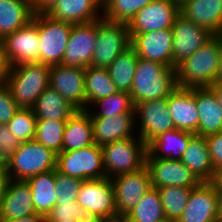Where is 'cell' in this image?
Returning <instances> with one entry per match:
<instances>
[{"label":"cell","mask_w":222,"mask_h":222,"mask_svg":"<svg viewBox=\"0 0 222 222\" xmlns=\"http://www.w3.org/2000/svg\"><path fill=\"white\" fill-rule=\"evenodd\" d=\"M222 36L214 35L176 67L177 85L182 88L210 87L216 82Z\"/></svg>","instance_id":"obj_1"},{"label":"cell","mask_w":222,"mask_h":222,"mask_svg":"<svg viewBox=\"0 0 222 222\" xmlns=\"http://www.w3.org/2000/svg\"><path fill=\"white\" fill-rule=\"evenodd\" d=\"M177 87L176 68L138 59L130 92L134 106L142 101L167 98Z\"/></svg>","instance_id":"obj_2"},{"label":"cell","mask_w":222,"mask_h":222,"mask_svg":"<svg viewBox=\"0 0 222 222\" xmlns=\"http://www.w3.org/2000/svg\"><path fill=\"white\" fill-rule=\"evenodd\" d=\"M50 66L42 63H24L13 66L6 82L13 99L20 108H32L49 87Z\"/></svg>","instance_id":"obj_3"},{"label":"cell","mask_w":222,"mask_h":222,"mask_svg":"<svg viewBox=\"0 0 222 222\" xmlns=\"http://www.w3.org/2000/svg\"><path fill=\"white\" fill-rule=\"evenodd\" d=\"M57 154L35 140L21 142L8 158L7 173L10 179L27 180L37 174L56 169Z\"/></svg>","instance_id":"obj_4"},{"label":"cell","mask_w":222,"mask_h":222,"mask_svg":"<svg viewBox=\"0 0 222 222\" xmlns=\"http://www.w3.org/2000/svg\"><path fill=\"white\" fill-rule=\"evenodd\" d=\"M138 137H128L101 146L106 178L135 172L145 166L147 145Z\"/></svg>","instance_id":"obj_5"},{"label":"cell","mask_w":222,"mask_h":222,"mask_svg":"<svg viewBox=\"0 0 222 222\" xmlns=\"http://www.w3.org/2000/svg\"><path fill=\"white\" fill-rule=\"evenodd\" d=\"M131 46L127 24L97 20V37L91 66L108 68L120 53Z\"/></svg>","instance_id":"obj_6"},{"label":"cell","mask_w":222,"mask_h":222,"mask_svg":"<svg viewBox=\"0 0 222 222\" xmlns=\"http://www.w3.org/2000/svg\"><path fill=\"white\" fill-rule=\"evenodd\" d=\"M56 170L82 180L105 178L101 146L96 143L57 154Z\"/></svg>","instance_id":"obj_7"},{"label":"cell","mask_w":222,"mask_h":222,"mask_svg":"<svg viewBox=\"0 0 222 222\" xmlns=\"http://www.w3.org/2000/svg\"><path fill=\"white\" fill-rule=\"evenodd\" d=\"M72 27V23L54 20L46 14L38 15L39 63L48 66L62 63Z\"/></svg>","instance_id":"obj_8"},{"label":"cell","mask_w":222,"mask_h":222,"mask_svg":"<svg viewBox=\"0 0 222 222\" xmlns=\"http://www.w3.org/2000/svg\"><path fill=\"white\" fill-rule=\"evenodd\" d=\"M2 42L11 67L24 63H39L38 15H33L32 20L22 28L6 35Z\"/></svg>","instance_id":"obj_9"},{"label":"cell","mask_w":222,"mask_h":222,"mask_svg":"<svg viewBox=\"0 0 222 222\" xmlns=\"http://www.w3.org/2000/svg\"><path fill=\"white\" fill-rule=\"evenodd\" d=\"M135 118L140 119L138 136L148 146L156 137L175 129L167 98L142 101L135 105Z\"/></svg>","instance_id":"obj_10"},{"label":"cell","mask_w":222,"mask_h":222,"mask_svg":"<svg viewBox=\"0 0 222 222\" xmlns=\"http://www.w3.org/2000/svg\"><path fill=\"white\" fill-rule=\"evenodd\" d=\"M77 204L88 216L105 218L116 214L115 193L111 178L84 180Z\"/></svg>","instance_id":"obj_11"},{"label":"cell","mask_w":222,"mask_h":222,"mask_svg":"<svg viewBox=\"0 0 222 222\" xmlns=\"http://www.w3.org/2000/svg\"><path fill=\"white\" fill-rule=\"evenodd\" d=\"M171 30L173 33L172 68H176L214 36L181 13L176 17Z\"/></svg>","instance_id":"obj_12"},{"label":"cell","mask_w":222,"mask_h":222,"mask_svg":"<svg viewBox=\"0 0 222 222\" xmlns=\"http://www.w3.org/2000/svg\"><path fill=\"white\" fill-rule=\"evenodd\" d=\"M115 193L117 213L128 214L152 188L149 170L146 166L140 170L124 173L111 178Z\"/></svg>","instance_id":"obj_13"},{"label":"cell","mask_w":222,"mask_h":222,"mask_svg":"<svg viewBox=\"0 0 222 222\" xmlns=\"http://www.w3.org/2000/svg\"><path fill=\"white\" fill-rule=\"evenodd\" d=\"M180 6L172 0H153L139 10L127 24L130 33H144L171 29Z\"/></svg>","instance_id":"obj_14"},{"label":"cell","mask_w":222,"mask_h":222,"mask_svg":"<svg viewBox=\"0 0 222 222\" xmlns=\"http://www.w3.org/2000/svg\"><path fill=\"white\" fill-rule=\"evenodd\" d=\"M145 166L149 170L152 188L154 189L165 186L194 188L200 183L181 160L154 158L147 151Z\"/></svg>","instance_id":"obj_15"},{"label":"cell","mask_w":222,"mask_h":222,"mask_svg":"<svg viewBox=\"0 0 222 222\" xmlns=\"http://www.w3.org/2000/svg\"><path fill=\"white\" fill-rule=\"evenodd\" d=\"M49 87L78 110H86L85 68L62 64L50 66Z\"/></svg>","instance_id":"obj_16"},{"label":"cell","mask_w":222,"mask_h":222,"mask_svg":"<svg viewBox=\"0 0 222 222\" xmlns=\"http://www.w3.org/2000/svg\"><path fill=\"white\" fill-rule=\"evenodd\" d=\"M97 37V20L73 24L62 65L87 68L91 66Z\"/></svg>","instance_id":"obj_17"},{"label":"cell","mask_w":222,"mask_h":222,"mask_svg":"<svg viewBox=\"0 0 222 222\" xmlns=\"http://www.w3.org/2000/svg\"><path fill=\"white\" fill-rule=\"evenodd\" d=\"M220 194L210 182L192 188L186 208L177 222H218Z\"/></svg>","instance_id":"obj_18"},{"label":"cell","mask_w":222,"mask_h":222,"mask_svg":"<svg viewBox=\"0 0 222 222\" xmlns=\"http://www.w3.org/2000/svg\"><path fill=\"white\" fill-rule=\"evenodd\" d=\"M131 46L139 58L172 68L173 33L171 29L130 33Z\"/></svg>","instance_id":"obj_19"},{"label":"cell","mask_w":222,"mask_h":222,"mask_svg":"<svg viewBox=\"0 0 222 222\" xmlns=\"http://www.w3.org/2000/svg\"><path fill=\"white\" fill-rule=\"evenodd\" d=\"M167 106L175 129L198 135L199 113L195 88L177 87L168 97Z\"/></svg>","instance_id":"obj_20"},{"label":"cell","mask_w":222,"mask_h":222,"mask_svg":"<svg viewBox=\"0 0 222 222\" xmlns=\"http://www.w3.org/2000/svg\"><path fill=\"white\" fill-rule=\"evenodd\" d=\"M36 214L31 187L25 180L10 179L0 203V222Z\"/></svg>","instance_id":"obj_21"},{"label":"cell","mask_w":222,"mask_h":222,"mask_svg":"<svg viewBox=\"0 0 222 222\" xmlns=\"http://www.w3.org/2000/svg\"><path fill=\"white\" fill-rule=\"evenodd\" d=\"M102 12L103 0H57L46 15L58 21L83 24L103 18Z\"/></svg>","instance_id":"obj_22"},{"label":"cell","mask_w":222,"mask_h":222,"mask_svg":"<svg viewBox=\"0 0 222 222\" xmlns=\"http://www.w3.org/2000/svg\"><path fill=\"white\" fill-rule=\"evenodd\" d=\"M135 113H122L109 118H91L94 142L103 146L111 142L134 137L136 122ZM137 125V127H135Z\"/></svg>","instance_id":"obj_23"},{"label":"cell","mask_w":222,"mask_h":222,"mask_svg":"<svg viewBox=\"0 0 222 222\" xmlns=\"http://www.w3.org/2000/svg\"><path fill=\"white\" fill-rule=\"evenodd\" d=\"M180 13L213 35L222 34V0H188Z\"/></svg>","instance_id":"obj_24"},{"label":"cell","mask_w":222,"mask_h":222,"mask_svg":"<svg viewBox=\"0 0 222 222\" xmlns=\"http://www.w3.org/2000/svg\"><path fill=\"white\" fill-rule=\"evenodd\" d=\"M195 101L199 113L198 135L206 137L222 132V108L209 87L195 88Z\"/></svg>","instance_id":"obj_25"},{"label":"cell","mask_w":222,"mask_h":222,"mask_svg":"<svg viewBox=\"0 0 222 222\" xmlns=\"http://www.w3.org/2000/svg\"><path fill=\"white\" fill-rule=\"evenodd\" d=\"M181 162L200 182L211 181L214 167L210 159V153L205 137L195 134L189 140Z\"/></svg>","instance_id":"obj_26"},{"label":"cell","mask_w":222,"mask_h":222,"mask_svg":"<svg viewBox=\"0 0 222 222\" xmlns=\"http://www.w3.org/2000/svg\"><path fill=\"white\" fill-rule=\"evenodd\" d=\"M95 144L88 110H77L67 121L63 134V151L78 150Z\"/></svg>","instance_id":"obj_27"},{"label":"cell","mask_w":222,"mask_h":222,"mask_svg":"<svg viewBox=\"0 0 222 222\" xmlns=\"http://www.w3.org/2000/svg\"><path fill=\"white\" fill-rule=\"evenodd\" d=\"M32 110L37 120L67 121L78 109L48 87L38 97Z\"/></svg>","instance_id":"obj_28"},{"label":"cell","mask_w":222,"mask_h":222,"mask_svg":"<svg viewBox=\"0 0 222 222\" xmlns=\"http://www.w3.org/2000/svg\"><path fill=\"white\" fill-rule=\"evenodd\" d=\"M195 134L174 129L156 137L148 146L147 151L158 159L181 160L187 149L189 140ZM162 152V153H161Z\"/></svg>","instance_id":"obj_29"},{"label":"cell","mask_w":222,"mask_h":222,"mask_svg":"<svg viewBox=\"0 0 222 222\" xmlns=\"http://www.w3.org/2000/svg\"><path fill=\"white\" fill-rule=\"evenodd\" d=\"M26 181L31 187L32 202L36 213L47 217L57 204L55 170L37 174Z\"/></svg>","instance_id":"obj_30"},{"label":"cell","mask_w":222,"mask_h":222,"mask_svg":"<svg viewBox=\"0 0 222 222\" xmlns=\"http://www.w3.org/2000/svg\"><path fill=\"white\" fill-rule=\"evenodd\" d=\"M33 18L30 0H0V40Z\"/></svg>","instance_id":"obj_31"},{"label":"cell","mask_w":222,"mask_h":222,"mask_svg":"<svg viewBox=\"0 0 222 222\" xmlns=\"http://www.w3.org/2000/svg\"><path fill=\"white\" fill-rule=\"evenodd\" d=\"M138 59L135 49L129 46L107 68L111 80L119 91L131 92Z\"/></svg>","instance_id":"obj_32"},{"label":"cell","mask_w":222,"mask_h":222,"mask_svg":"<svg viewBox=\"0 0 222 222\" xmlns=\"http://www.w3.org/2000/svg\"><path fill=\"white\" fill-rule=\"evenodd\" d=\"M118 91L107 68L93 66L85 68L86 110L95 101L116 94Z\"/></svg>","instance_id":"obj_33"},{"label":"cell","mask_w":222,"mask_h":222,"mask_svg":"<svg viewBox=\"0 0 222 222\" xmlns=\"http://www.w3.org/2000/svg\"><path fill=\"white\" fill-rule=\"evenodd\" d=\"M130 222H159L166 220L157 189L151 188L128 213Z\"/></svg>","instance_id":"obj_34"},{"label":"cell","mask_w":222,"mask_h":222,"mask_svg":"<svg viewBox=\"0 0 222 222\" xmlns=\"http://www.w3.org/2000/svg\"><path fill=\"white\" fill-rule=\"evenodd\" d=\"M166 219L177 222L186 208L192 188L165 186L157 189Z\"/></svg>","instance_id":"obj_35"},{"label":"cell","mask_w":222,"mask_h":222,"mask_svg":"<svg viewBox=\"0 0 222 222\" xmlns=\"http://www.w3.org/2000/svg\"><path fill=\"white\" fill-rule=\"evenodd\" d=\"M93 105H96V108L98 106L100 110L91 112V108H88L91 118H109L122 113H135L131 95L126 91H118L116 94L99 99Z\"/></svg>","instance_id":"obj_36"},{"label":"cell","mask_w":222,"mask_h":222,"mask_svg":"<svg viewBox=\"0 0 222 222\" xmlns=\"http://www.w3.org/2000/svg\"><path fill=\"white\" fill-rule=\"evenodd\" d=\"M153 0H103V18L128 24L134 15Z\"/></svg>","instance_id":"obj_37"},{"label":"cell","mask_w":222,"mask_h":222,"mask_svg":"<svg viewBox=\"0 0 222 222\" xmlns=\"http://www.w3.org/2000/svg\"><path fill=\"white\" fill-rule=\"evenodd\" d=\"M65 127L66 121L37 120L34 140L58 154L63 151Z\"/></svg>","instance_id":"obj_38"},{"label":"cell","mask_w":222,"mask_h":222,"mask_svg":"<svg viewBox=\"0 0 222 222\" xmlns=\"http://www.w3.org/2000/svg\"><path fill=\"white\" fill-rule=\"evenodd\" d=\"M36 124L32 108H20L6 125L20 142H27L34 140Z\"/></svg>","instance_id":"obj_39"},{"label":"cell","mask_w":222,"mask_h":222,"mask_svg":"<svg viewBox=\"0 0 222 222\" xmlns=\"http://www.w3.org/2000/svg\"><path fill=\"white\" fill-rule=\"evenodd\" d=\"M82 179L64 175L55 169V185L57 204L63 202H77L80 188L83 184Z\"/></svg>","instance_id":"obj_40"},{"label":"cell","mask_w":222,"mask_h":222,"mask_svg":"<svg viewBox=\"0 0 222 222\" xmlns=\"http://www.w3.org/2000/svg\"><path fill=\"white\" fill-rule=\"evenodd\" d=\"M88 215L77 204V202H63L56 204L52 211L46 217V220H62V219H75L82 221Z\"/></svg>","instance_id":"obj_41"},{"label":"cell","mask_w":222,"mask_h":222,"mask_svg":"<svg viewBox=\"0 0 222 222\" xmlns=\"http://www.w3.org/2000/svg\"><path fill=\"white\" fill-rule=\"evenodd\" d=\"M20 109L13 99L10 89L5 85L0 87V125L7 124Z\"/></svg>","instance_id":"obj_42"},{"label":"cell","mask_w":222,"mask_h":222,"mask_svg":"<svg viewBox=\"0 0 222 222\" xmlns=\"http://www.w3.org/2000/svg\"><path fill=\"white\" fill-rule=\"evenodd\" d=\"M210 159L215 169L222 167V132L211 134L205 137Z\"/></svg>","instance_id":"obj_43"},{"label":"cell","mask_w":222,"mask_h":222,"mask_svg":"<svg viewBox=\"0 0 222 222\" xmlns=\"http://www.w3.org/2000/svg\"><path fill=\"white\" fill-rule=\"evenodd\" d=\"M20 144L21 142L10 132L6 124L0 125V147L7 158L19 148Z\"/></svg>","instance_id":"obj_44"},{"label":"cell","mask_w":222,"mask_h":222,"mask_svg":"<svg viewBox=\"0 0 222 222\" xmlns=\"http://www.w3.org/2000/svg\"><path fill=\"white\" fill-rule=\"evenodd\" d=\"M10 69L11 65L5 54L4 44L2 40H0V87L6 85Z\"/></svg>","instance_id":"obj_45"},{"label":"cell","mask_w":222,"mask_h":222,"mask_svg":"<svg viewBox=\"0 0 222 222\" xmlns=\"http://www.w3.org/2000/svg\"><path fill=\"white\" fill-rule=\"evenodd\" d=\"M56 3L57 0H30L31 11L33 15L47 14Z\"/></svg>","instance_id":"obj_46"},{"label":"cell","mask_w":222,"mask_h":222,"mask_svg":"<svg viewBox=\"0 0 222 222\" xmlns=\"http://www.w3.org/2000/svg\"><path fill=\"white\" fill-rule=\"evenodd\" d=\"M210 183L214 186L216 191L222 195V167L214 170Z\"/></svg>","instance_id":"obj_47"},{"label":"cell","mask_w":222,"mask_h":222,"mask_svg":"<svg viewBox=\"0 0 222 222\" xmlns=\"http://www.w3.org/2000/svg\"><path fill=\"white\" fill-rule=\"evenodd\" d=\"M10 177L6 170H0V203L2 198L4 197V193L6 192L7 186L9 184Z\"/></svg>","instance_id":"obj_48"},{"label":"cell","mask_w":222,"mask_h":222,"mask_svg":"<svg viewBox=\"0 0 222 222\" xmlns=\"http://www.w3.org/2000/svg\"><path fill=\"white\" fill-rule=\"evenodd\" d=\"M6 222H46V217L36 213L27 217H22Z\"/></svg>","instance_id":"obj_49"},{"label":"cell","mask_w":222,"mask_h":222,"mask_svg":"<svg viewBox=\"0 0 222 222\" xmlns=\"http://www.w3.org/2000/svg\"><path fill=\"white\" fill-rule=\"evenodd\" d=\"M104 222H130L128 214L116 213L104 218Z\"/></svg>","instance_id":"obj_50"},{"label":"cell","mask_w":222,"mask_h":222,"mask_svg":"<svg viewBox=\"0 0 222 222\" xmlns=\"http://www.w3.org/2000/svg\"><path fill=\"white\" fill-rule=\"evenodd\" d=\"M209 88L214 92L217 103L222 108V84L221 83H214Z\"/></svg>","instance_id":"obj_51"},{"label":"cell","mask_w":222,"mask_h":222,"mask_svg":"<svg viewBox=\"0 0 222 222\" xmlns=\"http://www.w3.org/2000/svg\"><path fill=\"white\" fill-rule=\"evenodd\" d=\"M7 161H8V158L3 154L0 147V170L7 169Z\"/></svg>","instance_id":"obj_52"},{"label":"cell","mask_w":222,"mask_h":222,"mask_svg":"<svg viewBox=\"0 0 222 222\" xmlns=\"http://www.w3.org/2000/svg\"><path fill=\"white\" fill-rule=\"evenodd\" d=\"M215 83H221L222 84V52L219 59V68L217 71V77Z\"/></svg>","instance_id":"obj_53"},{"label":"cell","mask_w":222,"mask_h":222,"mask_svg":"<svg viewBox=\"0 0 222 222\" xmlns=\"http://www.w3.org/2000/svg\"><path fill=\"white\" fill-rule=\"evenodd\" d=\"M81 222H104L102 217L87 216Z\"/></svg>","instance_id":"obj_54"},{"label":"cell","mask_w":222,"mask_h":222,"mask_svg":"<svg viewBox=\"0 0 222 222\" xmlns=\"http://www.w3.org/2000/svg\"><path fill=\"white\" fill-rule=\"evenodd\" d=\"M218 222H222V195L219 199Z\"/></svg>","instance_id":"obj_55"},{"label":"cell","mask_w":222,"mask_h":222,"mask_svg":"<svg viewBox=\"0 0 222 222\" xmlns=\"http://www.w3.org/2000/svg\"><path fill=\"white\" fill-rule=\"evenodd\" d=\"M46 222H81L75 219H62V220H46Z\"/></svg>","instance_id":"obj_56"},{"label":"cell","mask_w":222,"mask_h":222,"mask_svg":"<svg viewBox=\"0 0 222 222\" xmlns=\"http://www.w3.org/2000/svg\"><path fill=\"white\" fill-rule=\"evenodd\" d=\"M175 4L182 6L188 0H172Z\"/></svg>","instance_id":"obj_57"},{"label":"cell","mask_w":222,"mask_h":222,"mask_svg":"<svg viewBox=\"0 0 222 222\" xmlns=\"http://www.w3.org/2000/svg\"><path fill=\"white\" fill-rule=\"evenodd\" d=\"M159 222H172V221H169L168 219H166V220H162V221H159Z\"/></svg>","instance_id":"obj_58"}]
</instances>
